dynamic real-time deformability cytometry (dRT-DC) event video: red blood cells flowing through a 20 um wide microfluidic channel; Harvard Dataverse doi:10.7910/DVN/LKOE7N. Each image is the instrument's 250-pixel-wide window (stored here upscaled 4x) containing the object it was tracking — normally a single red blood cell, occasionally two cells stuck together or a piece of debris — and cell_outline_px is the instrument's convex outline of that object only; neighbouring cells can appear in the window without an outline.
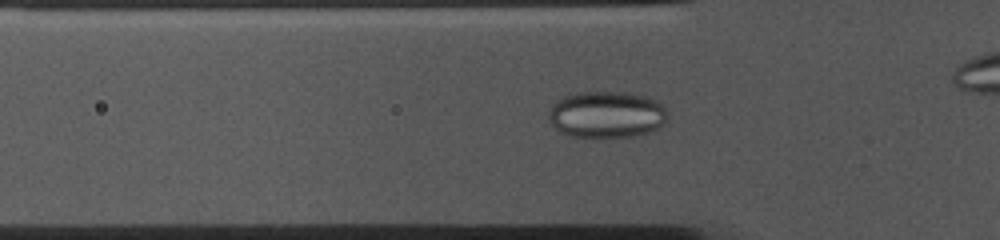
{"species": "common noctule bat (a hibernating species)", "species_latin": "Nyctalus noctula", "temperature_condition": "cold", "stored_images_in_passage": 36, "camera_frame_rate_fps": 3000, "um_per_image_px": 0.085, "animal": {"sex": "female", "body_mass_g": 10.0, "forearm_length_mm": 53.1}, "frame": {"image": 1, "passage_image": 10, "time_ms": 3.0, "image_size_px": [1000, 240], "cell_outline_px": [[668, 112], [664, 124], [648, 132], [636, 136], [568, 136], [560, 132], [548, 120], [548, 112], [552, 104], [556, 100], [564, 96], [576, 92], [632, 92], [648, 96], [664, 104]], "centroid_in_image_um": [51.57, 9.71], "position_along_channel_um": 74.2, "area_um2": 32.66}}
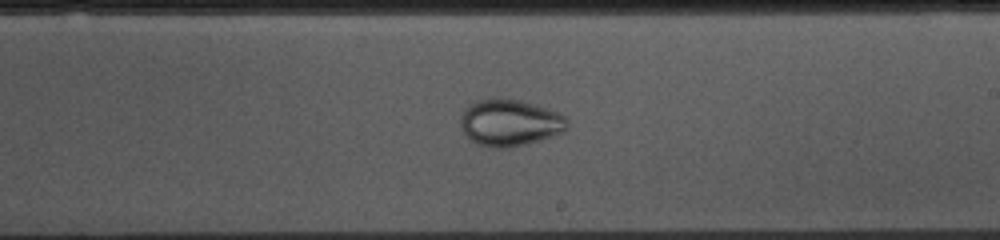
{"frame": {"image": 2, "passage_image": 24, "time_ms": 7.667, "image_size_px": [1000, 240], "cell_outline_px": [[568, 128], [564, 132], [540, 140], [508, 148], [496, 148], [476, 144], [464, 136], [460, 124], [460, 116], [464, 108], [468, 104], [476, 100], [520, 100], [560, 112], [568, 120]], "centroid_in_image_um": [43.32, 10.45], "position_along_channel_um": 245.7, "area_um2": 29.13}}
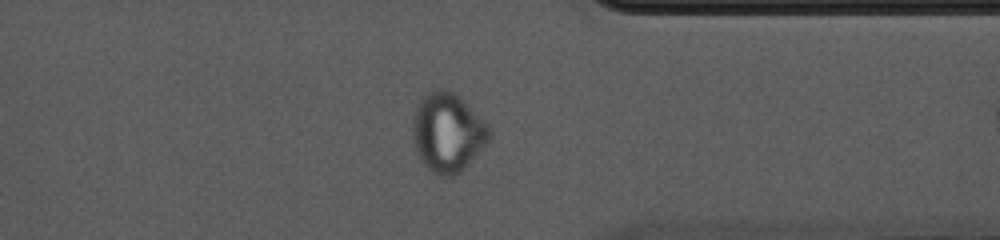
{"frame": {"image": 3, "passage_image": 35, "time_ms": 11.333, "image_size_px": [1000, 240], "cell_outline_px": [[492, 136], [488, 144], [456, 176], [436, 176], [420, 160], [416, 152], [412, 136], [412, 120], [416, 108], [420, 100], [428, 92], [440, 88], [444, 88], [460, 96], [488, 124], [492, 132]], "centroid_in_image_um": [38.07, 11.27], "position_along_channel_um": 373.3, "area_um2": 35.78}}